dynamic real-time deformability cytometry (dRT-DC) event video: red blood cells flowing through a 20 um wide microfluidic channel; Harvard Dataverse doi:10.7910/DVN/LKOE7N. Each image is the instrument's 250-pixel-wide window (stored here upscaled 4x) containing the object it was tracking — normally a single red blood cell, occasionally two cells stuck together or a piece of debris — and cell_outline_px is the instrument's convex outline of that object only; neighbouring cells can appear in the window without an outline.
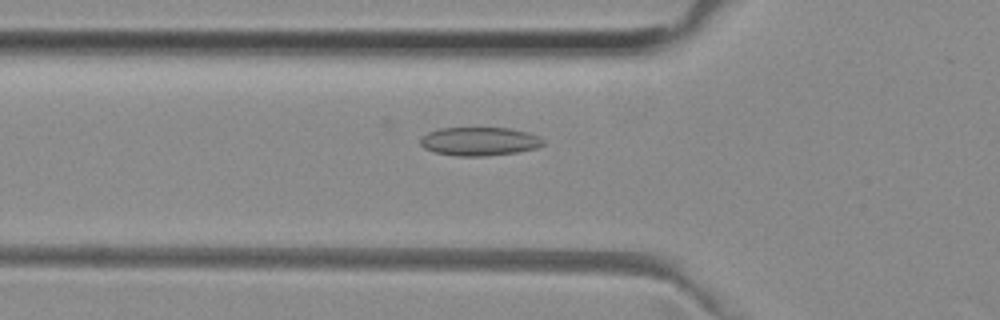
{"species": "common noctule bat (a hibernating species)", "species_latin": "Nyctalus noctula", "temperature_condition": "room temperature", "stored_images_in_passage": 37, "camera_frame_rate_fps": 3000, "um_per_image_px": 0.085, "animal": {"sex": "female", "body_mass_g": 29.2, "forearm_length_mm": 56.3}, "frame": {"image": 1, "passage_image": 2, "time_ms": 0.333, "image_size_px": [1000, 320], "cell_outline_px": [[544, 144], [536, 148], [516, 152], [484, 156], [456, 156], [436, 152], [424, 148], [420, 144], [420, 136], [428, 132], [440, 128], [508, 128], [528, 132], [540, 136], [544, 140]], "centroid_in_image_um": [40.74, 12.01], "position_along_channel_um": 85.1, "area_um2": 20.46}}
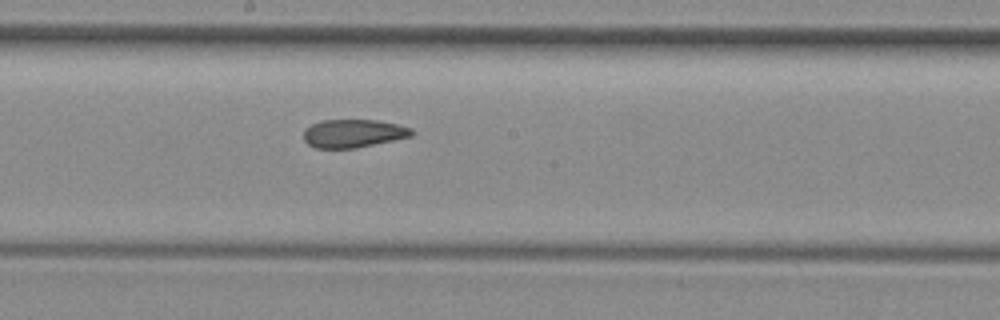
{"frame": {"image": 2, "passage_image": 12, "time_ms": 3.667, "image_size_px": [1000, 320], "cell_outline_px": [[416, 132], [412, 136], [356, 148], [316, 148], [308, 144], [304, 140], [304, 128], [320, 120], [376, 120], [400, 124], [412, 128]], "centroid_in_image_um": [30.05, 11.33], "position_along_channel_um": 218.1, "area_um2": 17.92}}
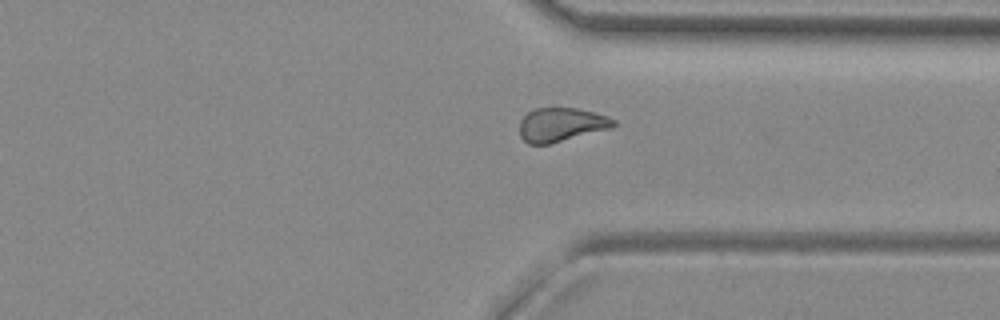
{"frame": {"image": 3, "passage_image": 23, "time_ms": 7.333, "image_size_px": [1000, 320], "cell_outline_px": [[616, 124], [612, 128], [548, 144], [528, 144], [520, 136], [520, 120], [528, 112], [536, 108], [576, 108], [608, 116], [616, 120]], "centroid_in_image_um": [47.7, 10.59], "position_along_channel_um": 363.7, "area_um2": 18.44}}